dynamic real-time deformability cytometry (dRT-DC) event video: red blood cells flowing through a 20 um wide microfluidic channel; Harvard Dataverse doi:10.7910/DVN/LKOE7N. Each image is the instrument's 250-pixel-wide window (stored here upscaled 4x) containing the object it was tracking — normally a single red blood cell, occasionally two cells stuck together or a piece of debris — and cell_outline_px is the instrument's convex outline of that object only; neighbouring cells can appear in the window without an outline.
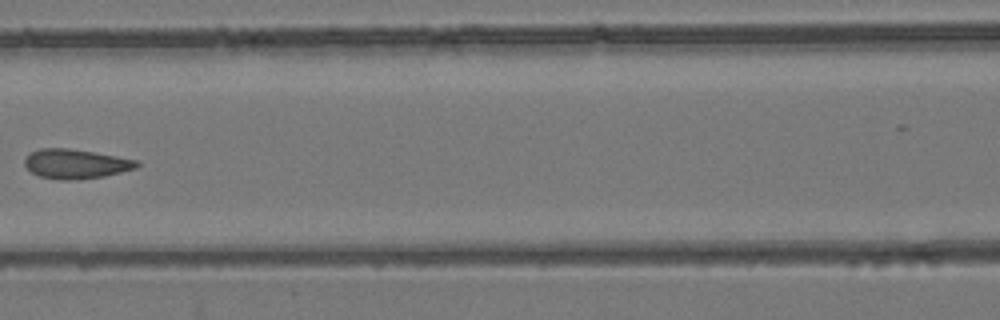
{"species": "common noctule bat (a hibernating species)", "species_latin": "Nyctalus noctula", "temperature_condition": "room temperature", "stored_images_in_passage": 7, "camera_frame_rate_fps": 3000, "um_per_image_px": 0.085, "animal": {"sex": "female", "body_mass_g": 24.6, "forearm_length_mm": 56.2}, "frame": {"image": 1, "passage_image": 6, "time_ms": 6.0, "image_size_px": [1000, 320], "cell_outline_px": [[140, 164], [136, 168], [104, 176], [72, 180], [56, 180], [40, 176], [32, 172], [24, 164], [24, 156], [40, 148], [68, 148], [96, 152], [136, 160]], "centroid_in_image_um": [6.41, 13.92], "position_along_channel_um": 160.2, "area_um2": 19.25}}
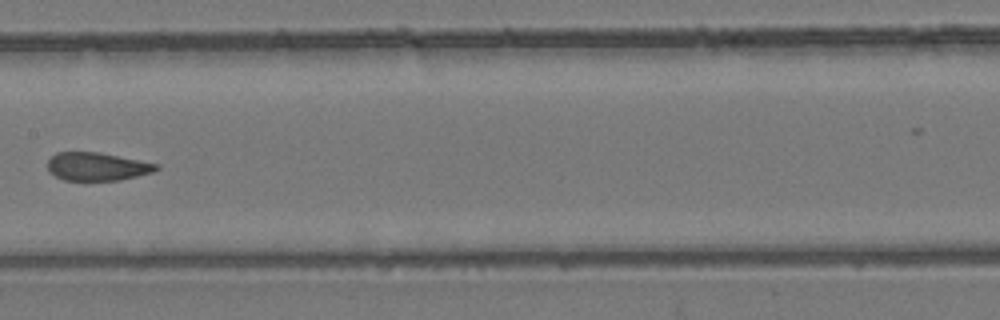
{"frame": {"image": 2, "passage_image": 7, "time_ms": 7.0, "image_size_px": [1000, 320], "cell_outline_px": [[160, 168], [152, 172], [120, 180], [64, 180], [48, 172], [48, 160], [56, 152], [100, 152], [160, 164]], "centroid_in_image_um": [8.26, 14.15], "position_along_channel_um": 199.1, "area_um2": 17.86}}